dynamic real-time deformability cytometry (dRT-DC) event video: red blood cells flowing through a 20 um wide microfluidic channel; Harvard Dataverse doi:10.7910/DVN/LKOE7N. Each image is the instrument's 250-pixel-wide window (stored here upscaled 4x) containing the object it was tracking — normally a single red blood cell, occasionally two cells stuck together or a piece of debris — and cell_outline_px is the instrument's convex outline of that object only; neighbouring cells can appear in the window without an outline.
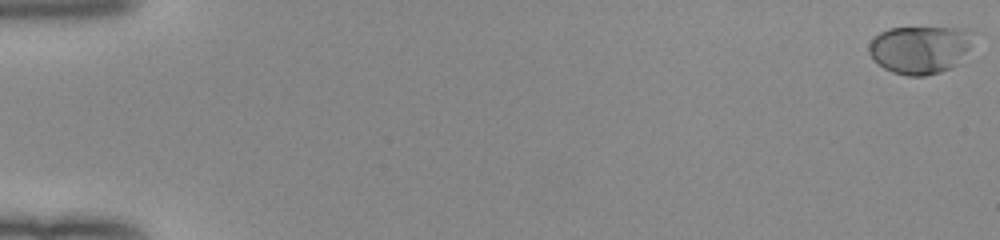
{"species": "human", "species_latin": "Homo sapiens", "temperature_condition": "room temperature", "stored_images_in_passage": 53, "camera_frame_rate_fps": 3000, "um_per_image_px": 0.085, "donor": {"sex": "female"}, "frame": {"image": 1, "passage_image": 1, "time_ms": 0.0, "image_size_px": [1000, 240], "cell_outline_px": [[980, 32], [960, 64], [940, 72], [924, 76], [908, 76], [892, 72], [884, 68], [868, 52], [868, 44], [880, 32], [888, 28], [968, 28]], "centroid_in_image_um": [78.32, 4.19], "position_along_channel_um": 6.7, "area_um2": 29.82}}
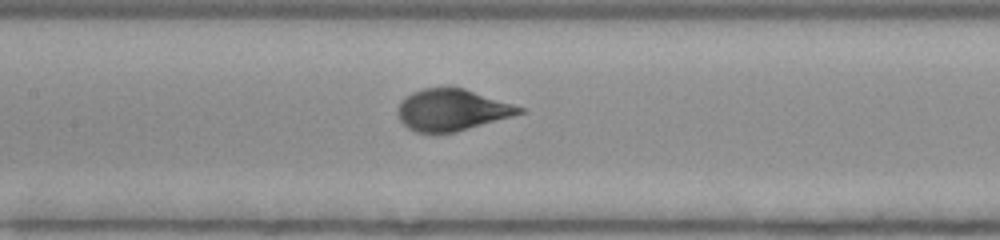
{"frame": {"image": 2, "passage_image": 27, "time_ms": 8.667, "image_size_px": [1000, 240], "cell_outline_px": [[528, 112], [456, 132], [416, 132], [408, 128], [400, 120], [396, 112], [396, 108], [400, 100], [412, 92], [424, 88], [464, 88], [524, 108]], "centroid_in_image_um": [38.4, 9.35], "position_along_channel_um": 169.0, "area_um2": 29.42}}
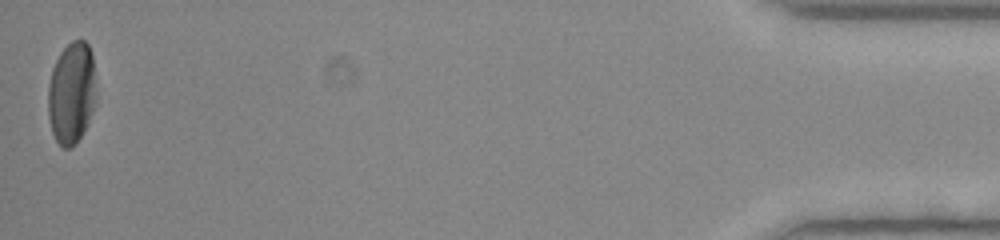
{"frame": {"image": 3, "passage_image": 53, "time_ms": 17.333, "image_size_px": [1000, 240], "cell_outline_px": [[96, 104], [88, 124], [76, 144], [68, 148], [60, 148], [52, 132], [48, 116], [48, 84], [52, 68], [60, 52], [72, 40], [84, 40], [88, 44], [92, 52], [96, 92]], "centroid_in_image_um": [6.09, 7.92], "position_along_channel_um": 429.1, "area_um2": 29.07}, "authors_computed_cell_mechanics": {"area_um2": 29.4202, "velocity_mm_per_s": 3.9798, "shape_relaxation_time_tau1_ms": 2.9981, "shape_relaxation_time_tau2_ms": null, "deformation_change_tau1": 0.1886, "deformation_change_tau2": null}}